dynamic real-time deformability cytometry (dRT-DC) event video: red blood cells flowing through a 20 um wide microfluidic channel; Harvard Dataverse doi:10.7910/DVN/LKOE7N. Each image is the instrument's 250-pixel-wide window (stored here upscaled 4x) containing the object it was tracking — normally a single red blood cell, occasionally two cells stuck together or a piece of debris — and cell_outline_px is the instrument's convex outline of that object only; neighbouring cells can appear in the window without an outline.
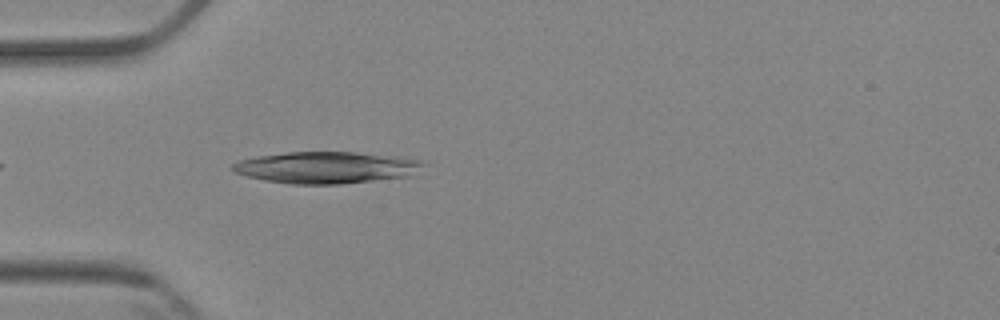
{"species": "Egyptian fruit bat (a non-hibernating species)", "species_latin": "Rousettus aegyptiacus", "temperature_condition": "cold", "stored_images_in_passage": 4, "camera_frame_rate_fps": 3000, "um_per_image_px": 0.085, "animal": {"sex": "female"}, "frame": {"image": 1, "passage_image": 4, "time_ms": 4.333, "image_size_px": [1000, 320], "cell_outline_px": [[428, 164], [408, 176], [340, 184], [292, 184], [264, 180], [232, 172], [232, 164], [240, 160], [256, 156], [288, 152], [356, 152], [400, 156], [420, 160]], "centroid_in_image_um": [27.74, 14.23], "position_along_channel_um": 57.3, "area_um2": 35.26}}